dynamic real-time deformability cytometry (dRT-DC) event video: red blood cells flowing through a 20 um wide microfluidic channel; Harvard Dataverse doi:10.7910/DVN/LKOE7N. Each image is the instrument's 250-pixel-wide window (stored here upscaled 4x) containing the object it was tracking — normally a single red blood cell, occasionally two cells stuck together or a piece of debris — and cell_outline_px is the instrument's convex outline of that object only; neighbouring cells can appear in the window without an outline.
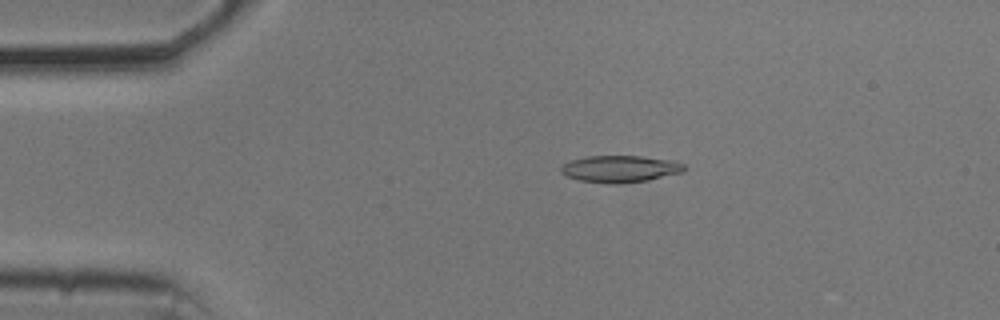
{"species": "common noctule bat (a hibernating species)", "species_latin": "Nyctalus noctula", "temperature_condition": "cold", "stored_images_in_passage": 54, "camera_frame_rate_fps": 3000, "um_per_image_px": 0.085, "animal": {"sex": "male", "body_mass_g": 20.5, "forearm_length_mm": 52.5}, "frame": {"image": 1, "passage_image": 11, "time_ms": 3.333, "image_size_px": [1000, 320], "cell_outline_px": [[684, 172], [648, 180], [620, 184], [616, 184], [580, 180], [568, 176], [560, 172], [560, 168], [568, 160], [588, 156], [640, 156], [676, 160], [684, 164]], "centroid_in_image_um": [52.73, 14.34], "position_along_channel_um": 32.3, "area_um2": 19.36}}
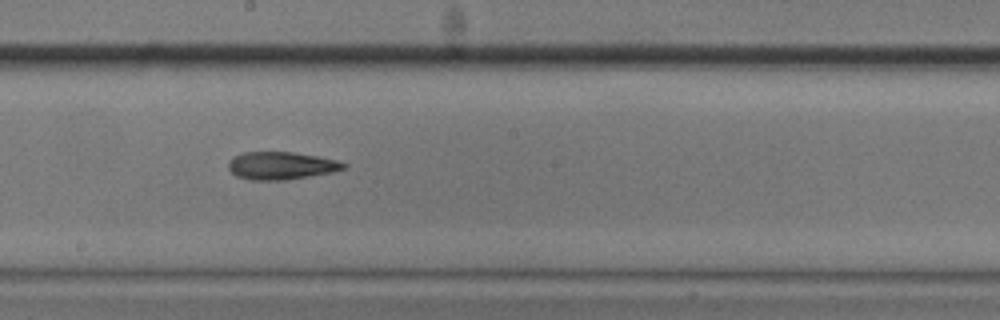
{"frame": {"image": 2, "passage_image": 30, "time_ms": 9.667, "image_size_px": [1000, 320], "cell_outline_px": [[348, 168], [332, 172], [284, 180], [252, 180], [236, 176], [228, 168], [228, 160], [232, 156], [244, 152], [292, 152], [316, 156], [336, 160], [348, 164]], "centroid_in_image_um": [23.88, 14.07], "position_along_channel_um": 224.3, "area_um2": 18.61}}
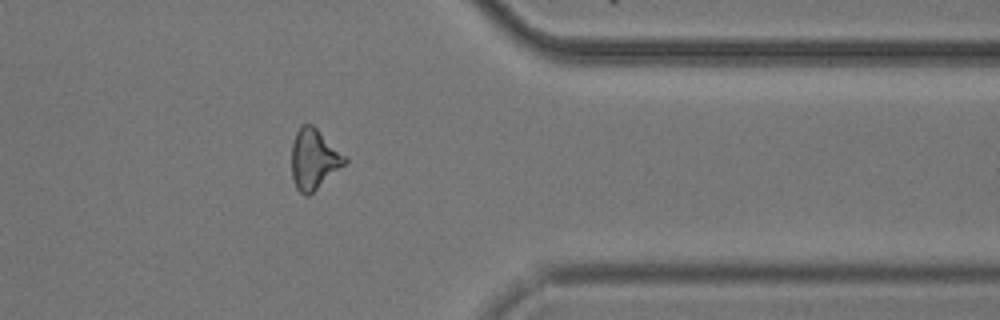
{"frame": {"image": 3, "passage_image": 44, "time_ms": 14.333, "image_size_px": [1000, 320], "cell_outline_px": [[348, 160], [344, 164], [308, 196], [304, 196], [296, 188], [292, 176], [292, 144], [296, 132], [300, 124], [312, 124], [348, 156]], "centroid_in_image_um": [26.68, 13.5], "position_along_channel_um": 384.7, "area_um2": 18.67}, "authors_computed_cell_mechanics": {"area_um2": 18.7272, "velocity_mm_per_s": 3.7141, "shape_relaxation_time_tau1_ms": 4.3369, "shape_relaxation_time_tau2_ms": 5.2341, "deformation_change_tau1": 0.1343, "deformation_change_tau2": 0.152}}